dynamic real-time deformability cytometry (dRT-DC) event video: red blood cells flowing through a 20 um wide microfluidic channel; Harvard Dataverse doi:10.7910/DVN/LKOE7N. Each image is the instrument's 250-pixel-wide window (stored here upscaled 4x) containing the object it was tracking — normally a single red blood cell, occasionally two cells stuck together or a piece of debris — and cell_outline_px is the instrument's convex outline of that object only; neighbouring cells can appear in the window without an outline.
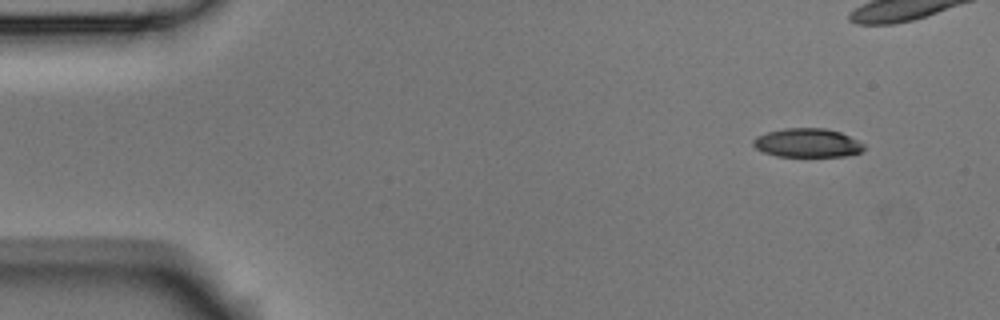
{"species": "Egyptian fruit bat (a non-hibernating species)", "species_latin": "Rousettus aegyptiacus", "temperature_condition": "room temperature", "stored_images_in_passage": 3, "camera_frame_rate_fps": 3000, "um_per_image_px": 0.085, "animal": {"sex": "male"}, "frame": {"image": 1, "passage_image": 1, "time_ms": 0.0, "image_size_px": [1000, 320], "cell_outline_px": [[864, 148], [860, 152], [848, 156], [776, 156], [764, 152], [756, 148], [752, 144], [752, 140], [756, 136], [768, 132], [784, 128], [824, 128], [840, 132], [864, 144]], "centroid_in_image_um": [68.6, 12.14], "position_along_channel_um": 16.4, "area_um2": 18.5}}